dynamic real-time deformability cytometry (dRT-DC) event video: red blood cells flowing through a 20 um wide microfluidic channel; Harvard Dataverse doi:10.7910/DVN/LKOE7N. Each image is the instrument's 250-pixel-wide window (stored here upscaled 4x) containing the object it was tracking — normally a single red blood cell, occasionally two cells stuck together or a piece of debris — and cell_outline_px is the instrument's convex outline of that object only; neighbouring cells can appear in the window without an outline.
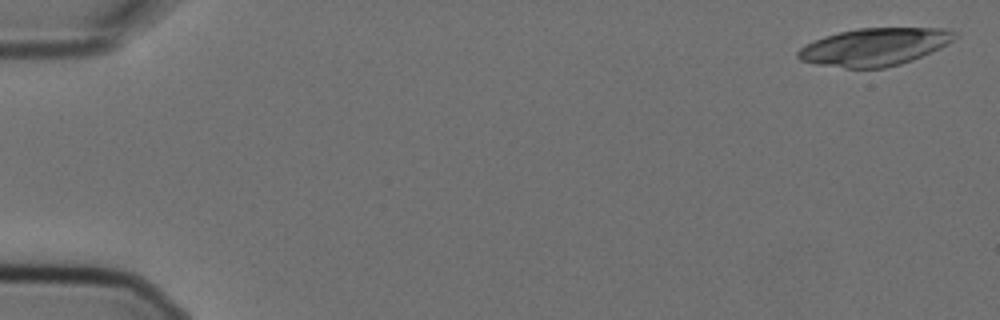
{"species": "Egyptian fruit bat (a non-hibernating species)", "species_latin": "Rousettus aegyptiacus", "temperature_condition": "cold", "stored_images_in_passage": 6, "camera_frame_rate_fps": 3000, "um_per_image_px": 0.085, "animal": {"sex": "female"}, "frame": {"image": 1, "passage_image": 1, "time_ms": 0.0, "image_size_px": [1000, 320], "cell_outline_px": [[960, 36], [948, 44], [940, 48], [912, 60], [900, 64], [884, 68], [844, 68], [816, 64], [800, 60], [796, 56], [796, 52], [800, 48], [824, 36], [840, 32], [860, 28], [944, 28], [960, 32]], "centroid_in_image_um": [74.39, 3.98], "position_along_channel_um": 10.6, "area_um2": 34.45}}